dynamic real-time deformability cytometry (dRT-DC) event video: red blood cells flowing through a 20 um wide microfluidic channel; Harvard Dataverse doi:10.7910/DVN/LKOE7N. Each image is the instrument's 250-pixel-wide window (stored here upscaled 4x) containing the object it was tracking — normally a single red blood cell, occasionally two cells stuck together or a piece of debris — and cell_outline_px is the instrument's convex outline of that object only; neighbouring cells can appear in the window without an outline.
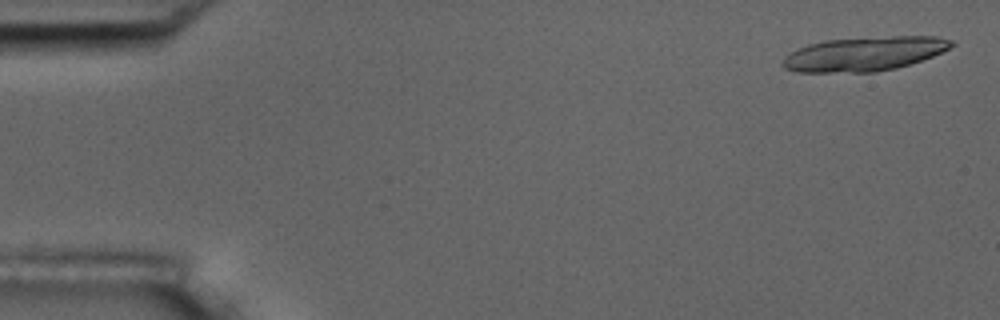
{"species": "common noctule bat (a hibernating species)", "species_latin": "Nyctalus noctula", "temperature_condition": "room temperature", "stored_images_in_passage": 10, "camera_frame_rate_fps": 3000, "um_per_image_px": 0.085, "animal": {"sex": "male", "body_mass_g": 17.5, "forearm_length_mm": 52.3}, "frame": {"image": 1, "passage_image": 2, "time_ms": 0.333, "image_size_px": [1000, 320], "cell_outline_px": [[956, 44], [932, 56], [896, 68], [876, 72], [796, 72], [784, 68], [780, 64], [784, 56], [808, 44], [824, 40], [892, 36], [936, 36], [952, 40]], "centroid_in_image_um": [73.43, 4.58], "position_along_channel_um": 11.6, "area_um2": 33.52}}